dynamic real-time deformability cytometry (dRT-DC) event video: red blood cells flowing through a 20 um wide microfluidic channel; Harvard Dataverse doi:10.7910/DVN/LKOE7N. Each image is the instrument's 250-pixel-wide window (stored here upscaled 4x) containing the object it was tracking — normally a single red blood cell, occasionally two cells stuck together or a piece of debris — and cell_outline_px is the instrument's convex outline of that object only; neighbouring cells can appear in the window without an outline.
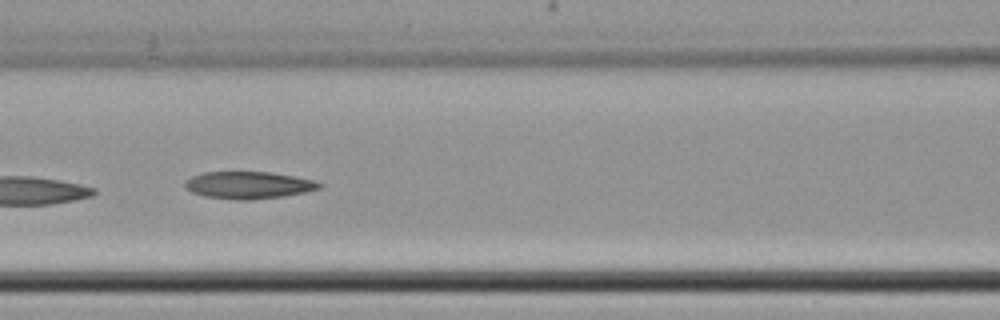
{"species": "common noctule bat (a hibernating species)", "species_latin": "Nyctalus noctula", "temperature_condition": "cold", "stored_images_in_passage": 8, "camera_frame_rate_fps": 3000, "um_per_image_px": 0.085, "animal": {"sex": "female", "body_mass_g": 22.7, "forearm_length_mm": 54.2}, "frame": {"image": 1, "passage_image": 6, "time_ms": 7.0, "image_size_px": [1000, 320], "cell_outline_px": [[324, 184], [320, 188], [304, 192], [284, 196], [248, 200], [236, 200], [204, 196], [192, 192], [184, 184], [192, 176], [204, 172], [272, 172], [296, 176], [316, 180]], "centroid_in_image_um": [21.18, 15.73], "position_along_channel_um": 145.4, "area_um2": 21.27}}
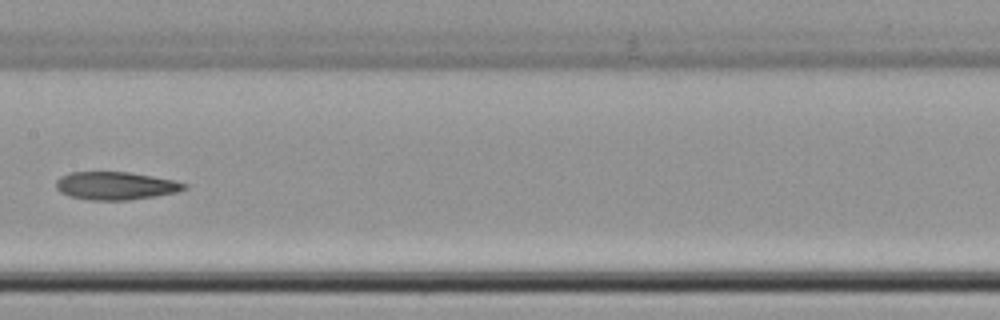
{"frame": {"image": 2, "passage_image": 7, "time_ms": 8.333, "image_size_px": [1000, 320], "cell_outline_px": [[188, 188], [180, 192], [128, 200], [92, 200], [68, 196], [60, 192], [56, 188], [56, 180], [60, 176], [72, 172], [128, 172], [152, 176], [172, 180], [188, 184]], "centroid_in_image_um": [9.83, 15.79], "position_along_channel_um": 197.6, "area_um2": 20.92}}